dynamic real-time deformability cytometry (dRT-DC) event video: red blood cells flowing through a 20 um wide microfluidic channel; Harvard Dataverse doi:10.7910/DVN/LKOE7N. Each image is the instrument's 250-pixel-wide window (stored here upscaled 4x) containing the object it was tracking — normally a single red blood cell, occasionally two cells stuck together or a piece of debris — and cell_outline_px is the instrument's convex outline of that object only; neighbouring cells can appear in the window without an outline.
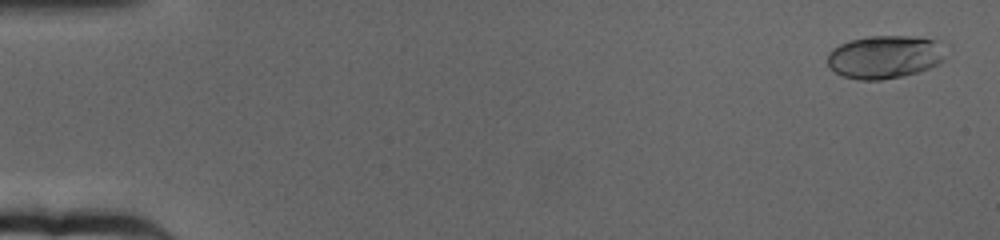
{"species": "human", "species_latin": "Homo sapiens", "temperature_condition": "cold", "stored_images_in_passage": 65, "camera_frame_rate_fps": 3000, "um_per_image_px": 0.085, "donor": {"sex": "female"}, "frame": {"image": 1, "passage_image": 2, "time_ms": 0.333, "image_size_px": [1000, 240], "cell_outline_px": [[952, 48], [944, 60], [940, 64], [904, 76], [880, 80], [860, 80], [844, 76], [836, 72], [828, 64], [828, 52], [832, 48], [848, 40], [868, 36], [916, 36], [944, 40]], "centroid_in_image_um": [75.36, 4.8], "position_along_channel_um": 9.6, "area_um2": 30.69}}
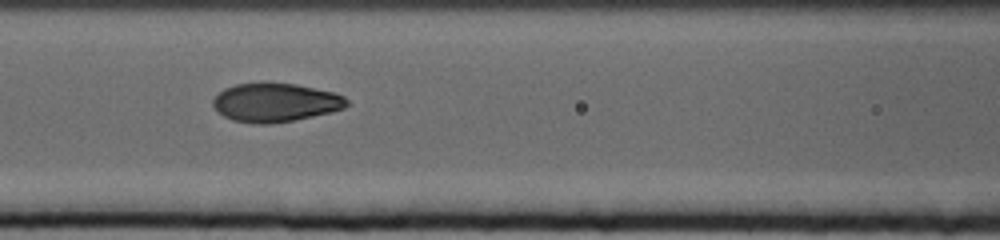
{"frame": {"image": 2, "passage_image": 29, "time_ms": 9.333, "image_size_px": [1000, 240], "cell_outline_px": [[352, 104], [344, 108], [332, 112], [292, 120], [268, 124], [256, 124], [232, 120], [224, 116], [212, 104], [212, 100], [224, 88], [236, 84], [264, 80], [296, 84], [332, 92], [344, 96]], "centroid_in_image_um": [23.41, 8.68], "position_along_channel_um": 143.2, "area_um2": 30.63}}
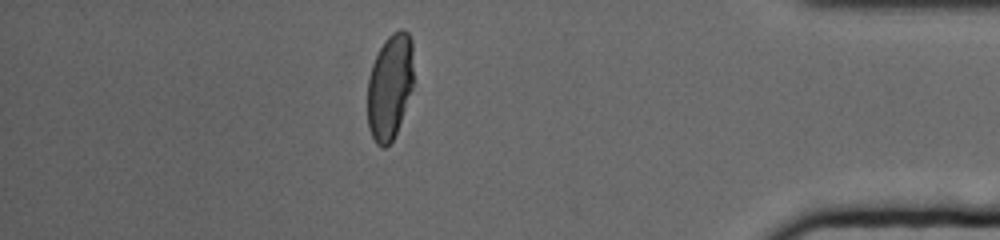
{"frame": {"image": 3, "passage_image": 57, "time_ms": 18.667, "image_size_px": [1000, 240], "cell_outline_px": [[412, 88], [396, 132], [392, 140], [384, 148], [380, 148], [376, 144], [368, 128], [368, 76], [372, 64], [384, 40], [392, 32], [400, 28], [404, 28], [408, 32], [412, 40]], "centroid_in_image_um": [33.12, 7.33], "position_along_channel_um": 402.1, "area_um2": 28.26}, "authors_computed_cell_mechanics": {"area_um2": 29.767, "velocity_mm_per_s": 3.1558, "shape_relaxation_time_tau1_ms": 5.1066, "shape_relaxation_time_tau2_ms": null, "deformation_change_tau1": 0.188, "deformation_change_tau2": null}}